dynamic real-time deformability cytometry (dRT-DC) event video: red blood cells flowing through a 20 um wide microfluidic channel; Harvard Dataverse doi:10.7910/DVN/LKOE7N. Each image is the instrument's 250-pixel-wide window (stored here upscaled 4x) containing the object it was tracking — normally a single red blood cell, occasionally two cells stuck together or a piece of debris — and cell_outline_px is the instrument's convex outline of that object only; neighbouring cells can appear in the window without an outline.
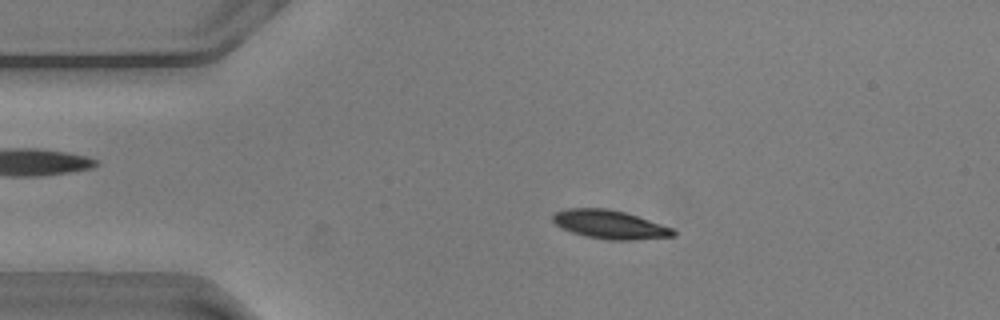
{"species": "common noctule bat (a hibernating species)", "species_latin": "Nyctalus noctula", "temperature_condition": "warm", "stored_images_in_passage": 56, "camera_frame_rate_fps": 3000, "um_per_image_px": 0.085, "animal": {"sex": "male", "body_mass_g": 20.5, "forearm_length_mm": 52.5}, "frame": {"image": 1, "passage_image": 11, "time_ms": 3.333, "image_size_px": [1000, 320], "cell_outline_px": [[676, 236], [632, 240], [608, 240], [584, 236], [572, 232], [556, 224], [552, 220], [552, 216], [556, 212], [568, 208], [608, 208], [624, 212], [672, 228], [676, 232]], "centroid_in_image_um": [51.83, 19.09], "position_along_channel_um": 33.2, "area_um2": 19.88}}
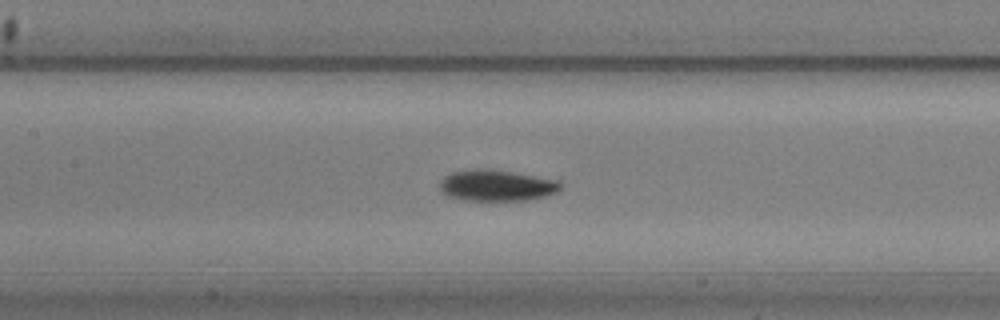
{"frame": {"image": 2, "passage_image": 25, "time_ms": 8.0, "image_size_px": [1000, 320], "cell_outline_px": [[560, 188], [556, 192], [532, 200], [464, 200], [448, 196], [440, 188], [440, 180], [444, 176], [452, 172], [476, 168], [480, 168], [512, 172], [560, 180]], "centroid_in_image_um": [42.2, 15.76], "position_along_channel_um": 165.2, "area_um2": 21.85}}
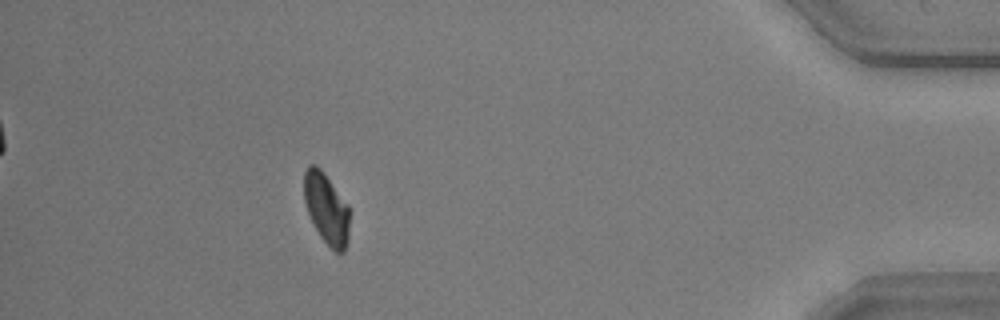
{"frame": {"image": 3, "passage_image": 50, "time_ms": 16.333, "image_size_px": [1000, 320], "cell_outline_px": [[348, 240], [344, 252], [336, 252], [320, 236], [308, 212], [304, 200], [304, 172], [308, 164], [316, 164], [324, 172], [348, 204]], "centroid_in_image_um": [27.74, 17.68], "position_along_channel_um": 407.5, "area_um2": 18.61}, "authors_computed_cell_mechanics": {"area_um2": 19.7387, "velocity_mm_per_s": 3.5999, "shape_relaxation_time_tau1_ms": 2.3084, "shape_relaxation_time_tau2_ms": null, "deformation_change_tau1": 0.0967, "deformation_change_tau2": null}}